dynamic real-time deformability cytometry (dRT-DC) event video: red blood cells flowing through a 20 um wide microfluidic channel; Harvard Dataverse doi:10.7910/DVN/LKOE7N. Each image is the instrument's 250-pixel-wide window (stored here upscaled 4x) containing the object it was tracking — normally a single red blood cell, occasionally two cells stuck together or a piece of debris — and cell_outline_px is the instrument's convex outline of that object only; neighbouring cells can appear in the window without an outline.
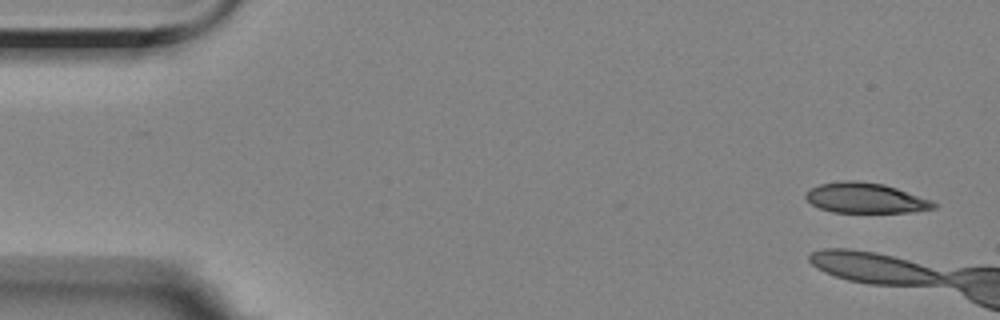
{"species": "Egyptian fruit bat (a non-hibernating species)", "species_latin": "Rousettus aegyptiacus", "temperature_condition": "room temperature", "stored_images_in_passage": 6, "camera_frame_rate_fps": 3000, "um_per_image_px": 0.085, "animal": {"sex": "female"}, "frame": {"image": 1, "passage_image": 1, "time_ms": 0.0, "image_size_px": [1000, 320], "cell_outline_px": [[936, 208], [912, 212], [832, 212], [820, 208], [812, 204], [804, 196], [804, 192], [820, 184], [844, 180], [856, 180], [884, 184], [932, 200], [936, 204]], "centroid_in_image_um": [73.56, 16.83], "position_along_channel_um": 11.4, "area_um2": 22.48}}